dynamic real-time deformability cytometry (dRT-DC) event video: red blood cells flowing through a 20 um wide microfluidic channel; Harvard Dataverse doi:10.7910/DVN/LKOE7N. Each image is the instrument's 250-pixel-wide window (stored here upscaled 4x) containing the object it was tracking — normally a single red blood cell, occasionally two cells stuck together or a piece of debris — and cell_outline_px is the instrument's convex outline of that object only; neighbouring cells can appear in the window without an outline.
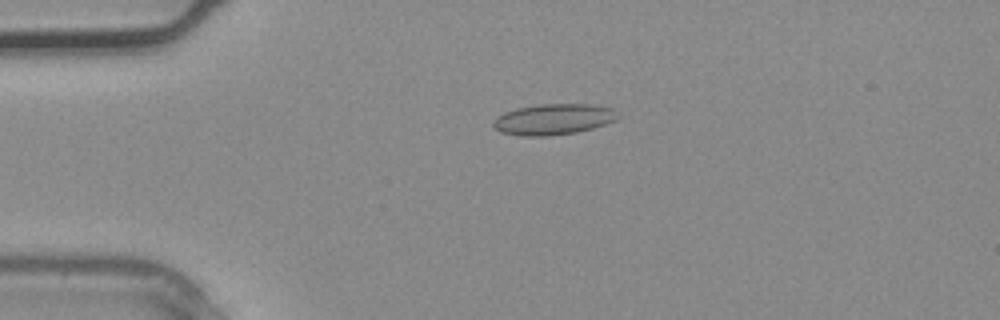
{"species": "common noctule bat (a hibernating species)", "species_latin": "Nyctalus noctula", "temperature_condition": "warm", "stored_images_in_passage": 3, "camera_frame_rate_fps": 3000, "um_per_image_px": 0.085, "animal": {"sex": "male", "body_mass_g": 20.4}, "frame": {"image": 1, "passage_image": 3, "time_ms": 0.667, "image_size_px": [1000, 320], "cell_outline_px": [[620, 116], [616, 120], [592, 128], [576, 132], [548, 136], [520, 136], [500, 132], [492, 124], [492, 120], [496, 116], [504, 112], [516, 108], [540, 104], [592, 104], [612, 108]], "centroid_in_image_um": [47.01, 10.14], "position_along_channel_um": 38.0, "area_um2": 22.54}}